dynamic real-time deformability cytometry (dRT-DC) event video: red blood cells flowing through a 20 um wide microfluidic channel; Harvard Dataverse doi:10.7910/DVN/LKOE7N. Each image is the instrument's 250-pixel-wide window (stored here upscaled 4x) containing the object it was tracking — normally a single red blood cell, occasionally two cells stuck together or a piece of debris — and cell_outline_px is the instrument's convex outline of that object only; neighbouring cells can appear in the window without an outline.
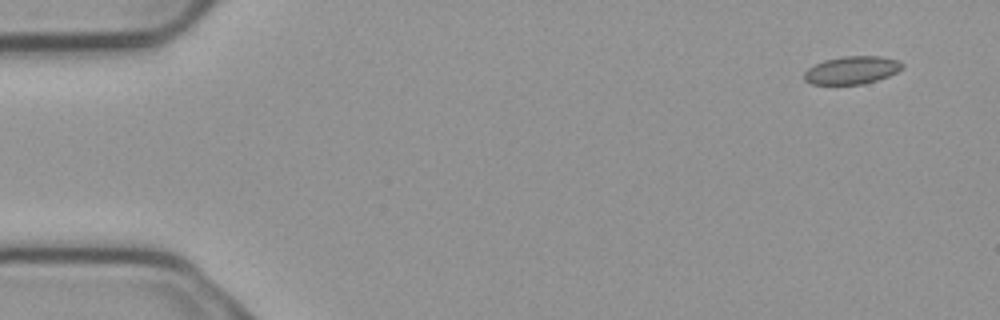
{"species": "common noctule bat (a hibernating species)", "species_latin": "Nyctalus noctula", "temperature_condition": "cold", "stored_images_in_passage": 7, "camera_frame_rate_fps": 3000, "um_per_image_px": 0.085, "animal": {"sex": "male", "body_mass_g": 23.1, "forearm_length_mm": 52.7}, "frame": {"image": 1, "passage_image": 1, "time_ms": 0.0, "image_size_px": [1000, 320], "cell_outline_px": [[904, 68], [888, 76], [864, 84], [812, 84], [804, 80], [804, 72], [808, 68], [824, 60], [844, 56], [880, 56], [900, 60], [904, 64]], "centroid_in_image_um": [72.43, 5.95], "position_along_channel_um": 12.6, "area_um2": 15.95}}
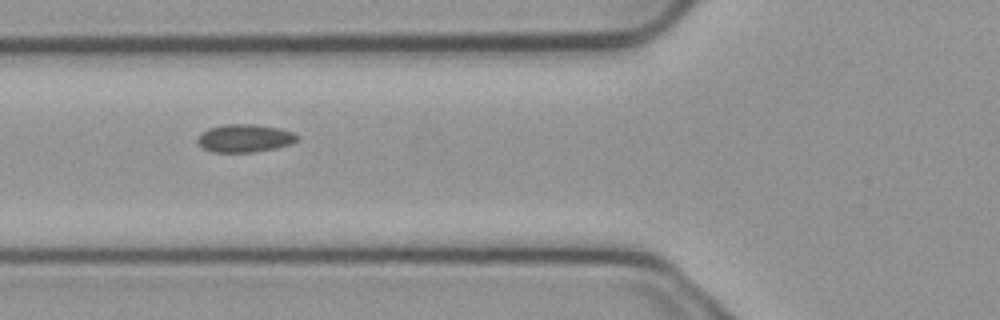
{"frame": {"image": 2, "passage_image": 6, "time_ms": 1.667, "image_size_px": [1000, 320], "cell_outline_px": [[300, 136], [292, 144], [276, 148], [252, 152], [212, 152], [204, 148], [196, 140], [200, 132], [208, 128], [224, 124], [256, 124], [276, 128], [292, 132]], "centroid_in_image_um": [20.78, 11.74], "position_along_channel_um": 105.0, "area_um2": 16.24}}
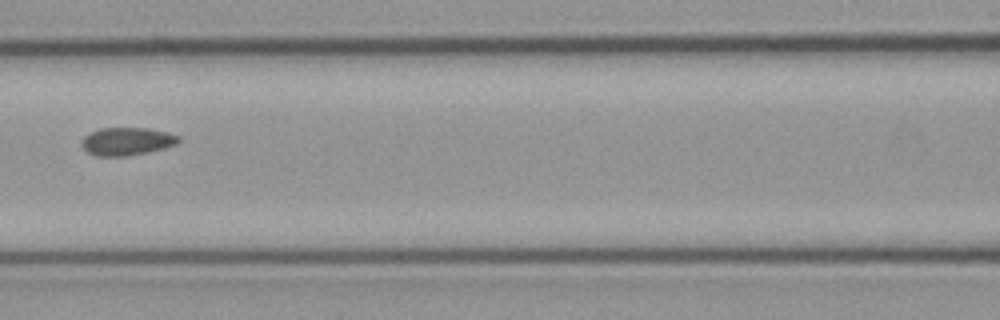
{"frame": {"image": 3, "passage_image": 7, "time_ms": 2.0, "image_size_px": [1000, 320], "cell_outline_px": [[180, 140], [176, 144], [164, 148], [148, 152], [128, 156], [96, 156], [88, 152], [84, 148], [84, 136], [100, 128], [148, 128], [168, 132], [180, 136]], "centroid_in_image_um": [10.84, 12.01], "position_along_channel_um": 155.8, "area_um2": 15.61}}